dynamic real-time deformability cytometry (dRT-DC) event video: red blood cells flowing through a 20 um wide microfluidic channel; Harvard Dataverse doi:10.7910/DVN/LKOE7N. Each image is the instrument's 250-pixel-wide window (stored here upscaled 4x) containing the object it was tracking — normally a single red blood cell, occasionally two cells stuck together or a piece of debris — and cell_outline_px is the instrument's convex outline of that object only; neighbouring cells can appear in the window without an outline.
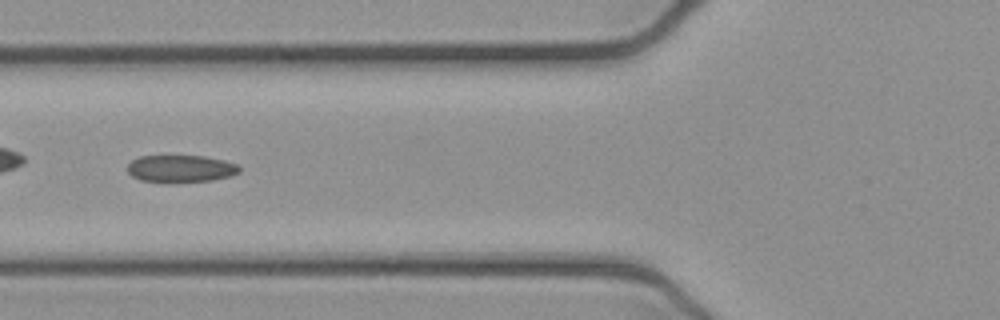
{"species": "common noctule bat (a hibernating species)", "species_latin": "Nyctalus noctula", "temperature_condition": "cold", "stored_images_in_passage": 49, "camera_frame_rate_fps": 3000, "um_per_image_px": 0.085, "animal": {"sex": "female", "body_mass_g": 21.9}, "frame": {"image": 1, "passage_image": 19, "time_ms": 6.0, "image_size_px": [1000, 320], "cell_outline_px": [[240, 172], [232, 176], [212, 180], [172, 184], [164, 184], [140, 180], [132, 176], [128, 172], [128, 164], [132, 160], [140, 156], [204, 156], [224, 160], [240, 164]], "centroid_in_image_um": [15.38, 14.37], "position_along_channel_um": 110.4, "area_um2": 18.38}}
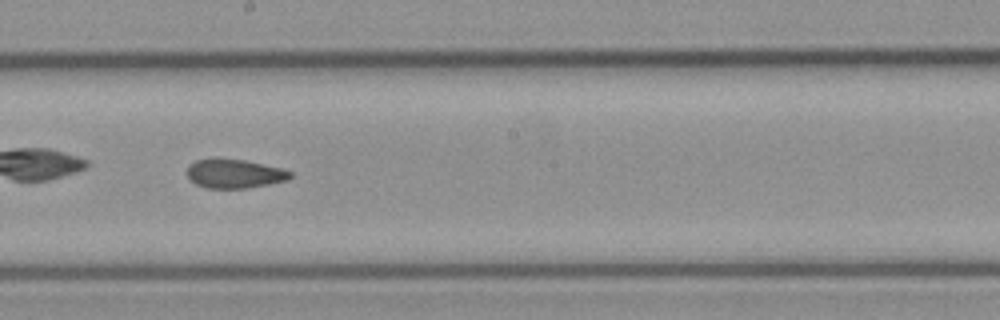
{"frame": {"image": 2, "passage_image": 28, "time_ms": 9.0, "image_size_px": [1000, 320], "cell_outline_px": [[292, 176], [288, 180], [248, 188], [208, 188], [196, 184], [188, 176], [188, 164], [196, 160], [216, 156], [244, 160], [280, 168], [292, 172]], "centroid_in_image_um": [19.9, 14.73], "position_along_channel_um": 228.3, "area_um2": 17.63}}
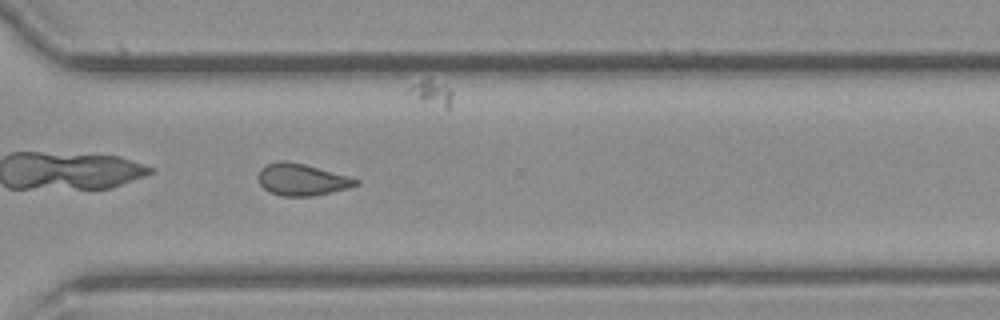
{"frame": {"image": 3, "passage_image": 37, "time_ms": 12.0, "image_size_px": [1000, 320], "cell_outline_px": [[360, 184], [348, 188], [312, 196], [280, 196], [268, 192], [260, 184], [256, 176], [260, 168], [264, 164], [280, 160], [288, 160], [304, 164], [348, 176], [360, 180]], "centroid_in_image_um": [25.6, 15.25], "position_along_channel_um": 345.0, "area_um2": 18.32}, "authors_computed_cell_mechanics": {"area_um2": 18.3804, "velocity_mm_per_s": 3.9101, "shape_relaxation_time_tau1_ms": null, "shape_relaxation_time_tau2_ms": 2.4981, "deformation_change_tau1": null, "deformation_change_tau2": 0.0796}}